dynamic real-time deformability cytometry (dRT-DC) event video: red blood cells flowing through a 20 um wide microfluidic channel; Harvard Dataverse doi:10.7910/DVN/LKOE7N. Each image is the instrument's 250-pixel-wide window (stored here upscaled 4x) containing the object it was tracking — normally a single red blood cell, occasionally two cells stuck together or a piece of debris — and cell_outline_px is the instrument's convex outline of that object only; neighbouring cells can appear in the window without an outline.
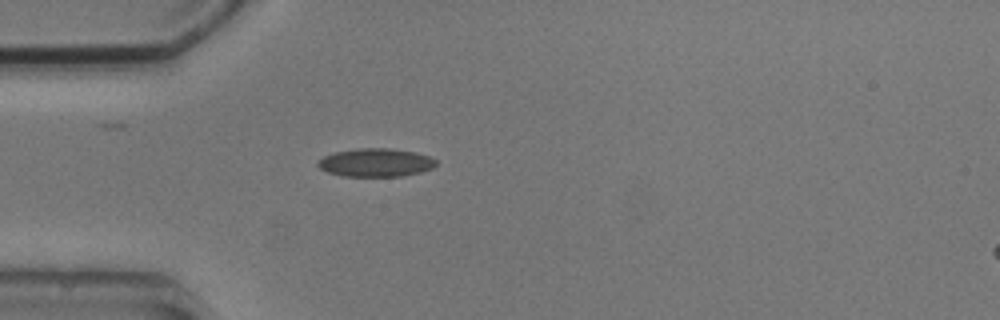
{"species": "common noctule bat (a hibernating species)", "species_latin": "Nyctalus noctula", "temperature_condition": "cold", "stored_images_in_passage": 2, "segment_of_instrument_passage": [1, 2], "camera_frame_rate_fps": 3000, "um_per_image_px": 0.085, "animal": {"sex": "male", "body_mass_g": 20.5, "forearm_length_mm": 52.5}, "frame": {"image": 1, "passage_image": 1, "time_ms": 0.0, "image_size_px": [1000, 320], "cell_outline_px": [[436, 164], [432, 168], [420, 172], [404, 176], [344, 176], [328, 172], [320, 168], [316, 164], [324, 156], [336, 152], [360, 148], [388, 148], [416, 152], [428, 156], [436, 160]], "centroid_in_image_um": [31.95, 13.82], "position_along_channel_um": 53.0, "area_um2": 19.31}}